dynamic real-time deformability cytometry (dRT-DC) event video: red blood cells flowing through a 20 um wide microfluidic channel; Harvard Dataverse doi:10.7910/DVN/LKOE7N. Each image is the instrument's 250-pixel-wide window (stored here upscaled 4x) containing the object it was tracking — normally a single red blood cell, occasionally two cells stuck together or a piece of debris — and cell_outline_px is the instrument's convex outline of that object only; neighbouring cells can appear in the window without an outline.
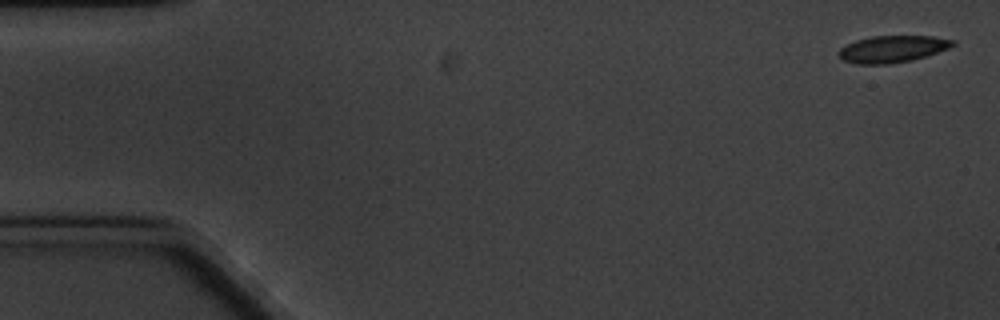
{"species": "common noctule bat (a hibernating species)", "species_latin": "Nyctalus noctula", "temperature_condition": "cold", "stored_images_in_passage": 8, "camera_frame_rate_fps": 3000, "um_per_image_px": 0.085, "animal": {"sex": "male", "body_mass_g": 20.1, "forearm_length_mm": 53.5}, "frame": {"image": 1, "passage_image": 1, "time_ms": 0.0, "image_size_px": [1000, 320], "cell_outline_px": [[956, 44], [948, 48], [912, 60], [888, 64], [856, 64], [844, 60], [836, 52], [840, 48], [856, 40], [872, 36], [932, 36], [956, 40]], "centroid_in_image_um": [75.85, 4.16], "position_along_channel_um": 9.2, "area_um2": 17.74}}
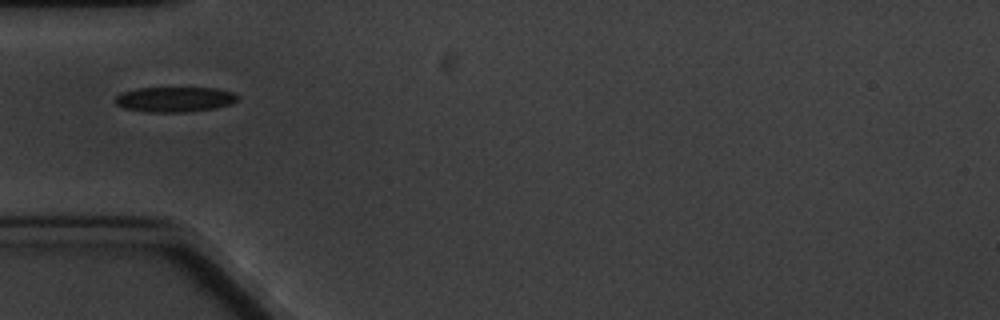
{"frame": {"image": 2, "passage_image": 5, "time_ms": 5.667, "image_size_px": [1000, 320], "cell_outline_px": [[240, 100], [232, 104], [216, 108], [188, 112], [144, 112], [124, 108], [116, 104], [112, 100], [120, 92], [136, 88], [216, 88], [236, 92], [240, 96]], "centroid_in_image_um": [14.88, 8.44], "position_along_channel_um": 70.1, "area_um2": 18.44}}